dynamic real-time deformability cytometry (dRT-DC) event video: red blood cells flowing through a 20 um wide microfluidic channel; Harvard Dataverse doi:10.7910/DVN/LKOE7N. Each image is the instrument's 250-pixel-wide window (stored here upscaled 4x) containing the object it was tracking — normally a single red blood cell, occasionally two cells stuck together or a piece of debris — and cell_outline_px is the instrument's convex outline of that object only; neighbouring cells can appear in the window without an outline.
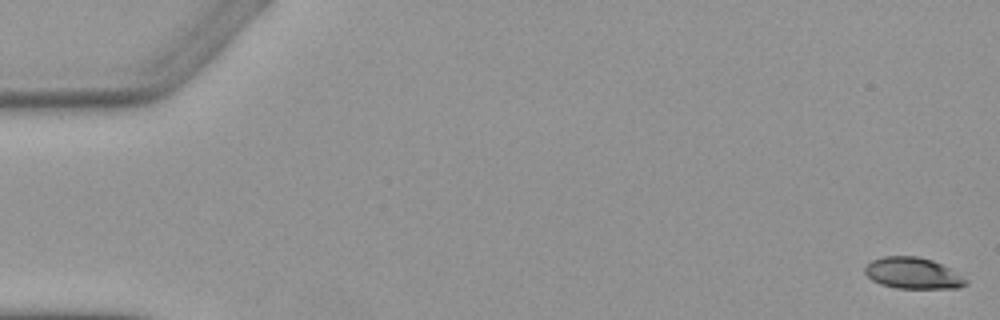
{"species": "Egyptian fruit bat (a non-hibernating species)", "species_latin": "Rousettus aegyptiacus", "temperature_condition": "warm", "stored_images_in_passage": 4, "camera_frame_rate_fps": 3000, "um_per_image_px": 0.085, "animal": {"sex": "female"}, "frame": {"image": 1, "passage_image": 1, "time_ms": 0.0, "image_size_px": [1000, 320], "cell_outline_px": [[968, 284], [956, 288], [896, 288], [880, 284], [872, 280], [864, 272], [864, 268], [872, 260], [884, 256], [916, 256], [932, 260], [952, 268], [968, 280]], "centroid_in_image_um": [77.62, 23.22], "position_along_channel_um": 7.4, "area_um2": 18.5}}
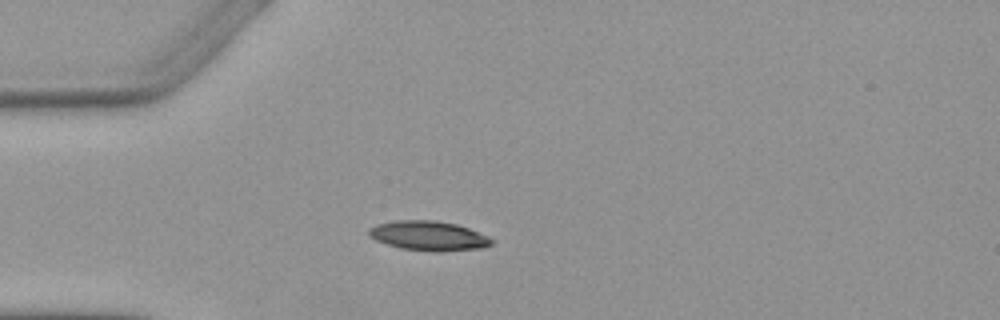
{"frame": {"image": 2, "passage_image": 4, "time_ms": 4.667, "image_size_px": [1000, 320], "cell_outline_px": [[496, 240], [492, 244], [484, 248], [440, 252], [436, 252], [400, 248], [376, 240], [368, 236], [368, 228], [376, 224], [396, 220], [436, 220], [456, 224], [468, 228], [488, 236]], "centroid_in_image_um": [36.45, 20.04], "position_along_channel_um": 48.6, "area_um2": 21.39}}